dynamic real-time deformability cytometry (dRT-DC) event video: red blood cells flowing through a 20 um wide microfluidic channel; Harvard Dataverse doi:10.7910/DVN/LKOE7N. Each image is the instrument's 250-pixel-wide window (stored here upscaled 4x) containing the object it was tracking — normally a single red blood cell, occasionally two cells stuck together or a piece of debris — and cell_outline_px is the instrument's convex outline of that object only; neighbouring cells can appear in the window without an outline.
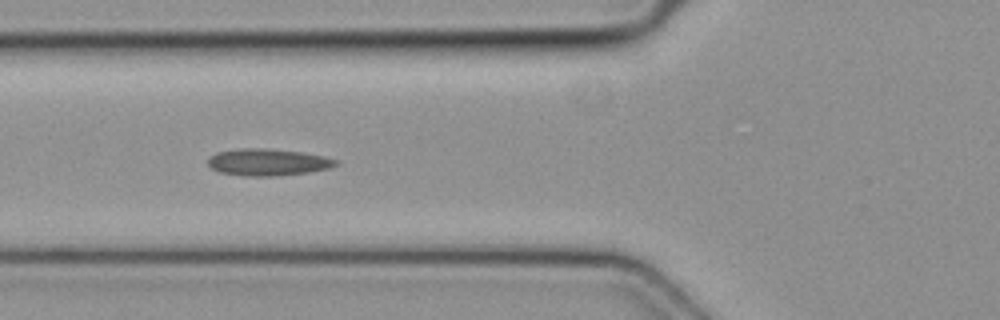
{"species": "common noctule bat (a hibernating species)", "species_latin": "Nyctalus noctula", "temperature_condition": "cold", "stored_images_in_passage": 6, "camera_frame_rate_fps": 3000, "um_per_image_px": 0.085, "animal": {"sex": "female", "body_mass_g": 19.3, "forearm_length_mm": 54.1}, "frame": {"image": 1, "passage_image": 4, "time_ms": 1.0, "image_size_px": [1000, 320], "cell_outline_px": [[340, 164], [328, 168], [308, 172], [276, 176], [244, 176], [220, 172], [212, 168], [208, 164], [208, 156], [216, 152], [240, 148], [268, 148], [300, 152], [324, 156], [340, 160]], "centroid_in_image_um": [22.77, 13.78], "position_along_channel_um": 103.0, "area_um2": 20.17}}
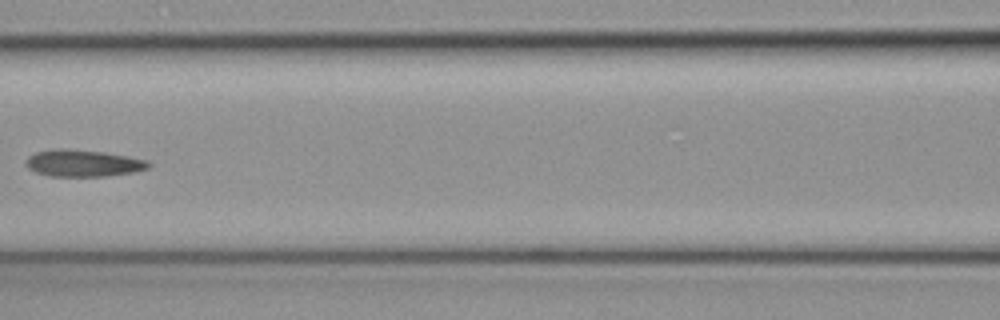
{"frame": {"image": 2, "passage_image": 5, "time_ms": 1.333, "image_size_px": [1000, 320], "cell_outline_px": [[152, 164], [148, 168], [132, 172], [104, 176], [48, 176], [36, 172], [28, 168], [24, 164], [28, 156], [36, 152], [60, 148], [64, 148], [104, 152], [128, 156], [148, 160]], "centroid_in_image_um": [7.05, 13.86], "position_along_channel_um": 159.5, "area_um2": 19.19}}